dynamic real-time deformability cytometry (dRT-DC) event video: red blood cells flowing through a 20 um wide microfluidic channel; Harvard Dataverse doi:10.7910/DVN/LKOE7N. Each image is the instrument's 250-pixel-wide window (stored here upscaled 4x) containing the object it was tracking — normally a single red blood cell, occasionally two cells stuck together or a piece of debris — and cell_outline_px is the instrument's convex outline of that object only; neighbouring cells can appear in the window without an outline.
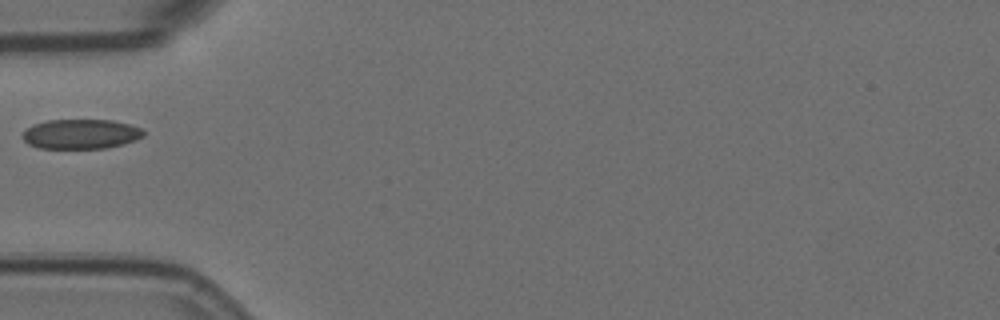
{"species": "Egyptian fruit bat (a non-hibernating species)", "species_latin": "Rousettus aegyptiacus", "temperature_condition": "room temperature", "stored_images_in_passage": 3, "camera_frame_rate_fps": 3000, "um_per_image_px": 0.085, "animal": {"sex": "female"}, "frame": {"image": 1, "passage_image": 3, "time_ms": 0.667, "image_size_px": [1000, 320], "cell_outline_px": [[144, 136], [136, 140], [104, 148], [40, 148], [28, 144], [20, 136], [32, 124], [48, 120], [112, 120], [128, 124], [140, 128], [144, 132]], "centroid_in_image_um": [6.84, 11.39], "position_along_channel_um": 78.2, "area_um2": 20.81}}